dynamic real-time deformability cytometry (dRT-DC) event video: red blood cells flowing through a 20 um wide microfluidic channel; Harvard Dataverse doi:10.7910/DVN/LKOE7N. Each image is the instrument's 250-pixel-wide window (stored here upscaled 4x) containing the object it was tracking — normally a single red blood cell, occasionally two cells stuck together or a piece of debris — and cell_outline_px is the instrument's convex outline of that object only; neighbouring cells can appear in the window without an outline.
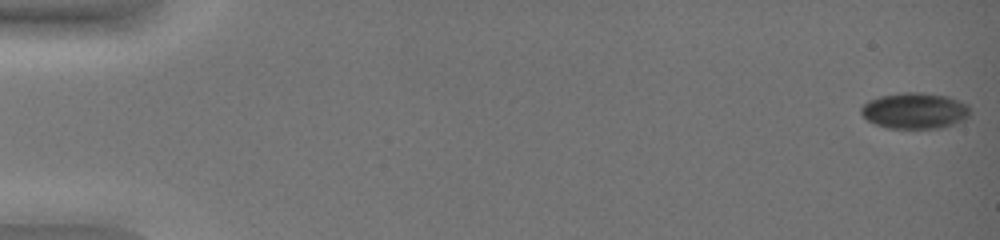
{"species": "common noctule bat (a hibernating species)", "species_latin": "Nyctalus noctula", "temperature_condition": "warm", "stored_images_in_passage": 16, "camera_frame_rate_fps": 3000, "um_per_image_px": 0.085, "animal": {"sex": "female", "body_mass_g": 19.0, "forearm_length_mm": 51.5}, "frame": {"image": 1, "passage_image": 1, "time_ms": 0.0, "image_size_px": [1000, 240], "cell_outline_px": [[968, 116], [964, 120], [940, 128], [888, 128], [876, 124], [868, 120], [860, 112], [860, 108], [868, 100], [880, 96], [904, 92], [920, 92], [948, 96], [968, 104]], "centroid_in_image_um": [77.74, 9.4], "position_along_channel_um": 7.3, "area_um2": 22.77}}
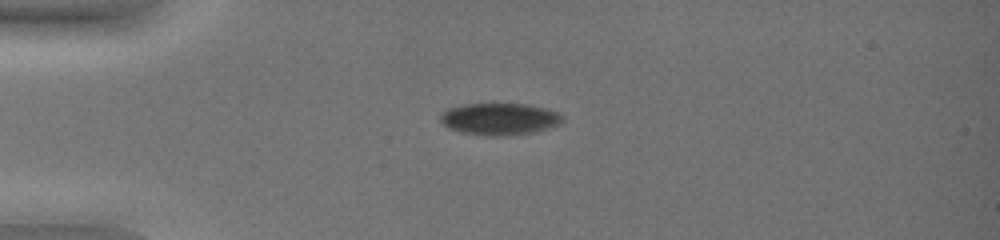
{"frame": {"image": 2, "passage_image": 10, "time_ms": 3.0, "image_size_px": [1000, 240], "cell_outline_px": [[564, 120], [560, 124], [548, 128], [532, 132], [508, 136], [484, 136], [460, 132], [448, 128], [440, 120], [440, 116], [448, 108], [464, 104], [528, 104], [544, 108], [556, 112]], "centroid_in_image_um": [42.43, 10.12], "position_along_channel_um": 42.6, "area_um2": 22.66}}
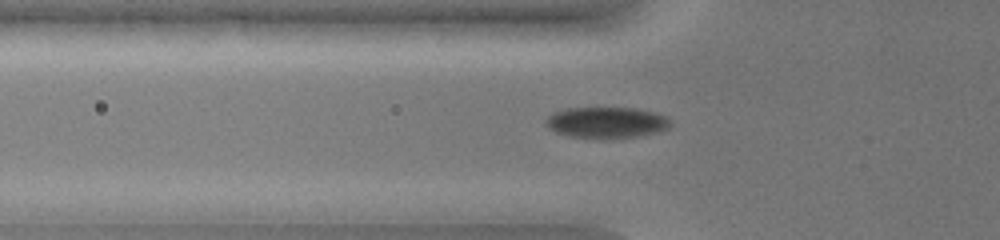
{"frame": {"image": 3, "passage_image": 14, "time_ms": 4.333, "image_size_px": [1000, 240], "cell_outline_px": [[672, 124], [668, 128], [660, 132], [636, 136], [608, 140], [600, 140], [568, 136], [556, 132], [548, 128], [544, 120], [552, 112], [564, 108], [636, 108], [656, 112], [668, 116]], "centroid_in_image_um": [51.56, 10.43], "position_along_channel_um": 74.2, "area_um2": 23.35}}